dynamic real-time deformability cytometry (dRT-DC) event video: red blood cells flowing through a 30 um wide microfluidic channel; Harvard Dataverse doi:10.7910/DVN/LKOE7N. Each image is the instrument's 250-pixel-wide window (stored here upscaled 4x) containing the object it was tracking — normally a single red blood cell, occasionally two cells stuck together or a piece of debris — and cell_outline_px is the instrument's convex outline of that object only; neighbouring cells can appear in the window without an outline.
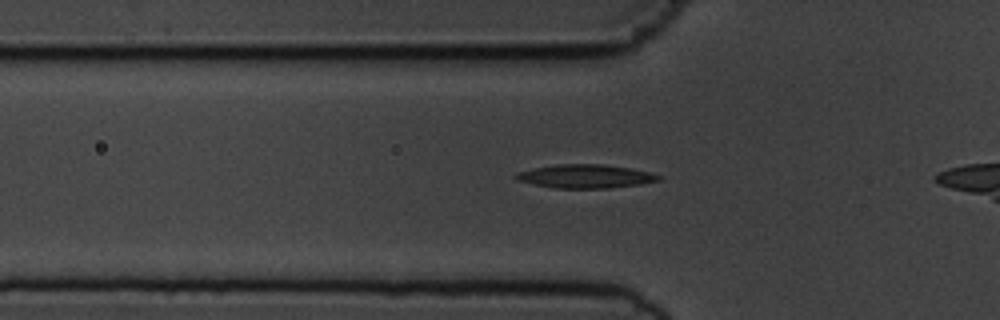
{"species": "common noctule bat (a hibernating species)", "species_latin": "Nyctalus noctula", "temperature_condition": "cold", "stored_images_in_passage": 38, "camera_frame_rate_fps": 3000, "um_per_image_px": 0.085, "animal": {"sex": "male", "body_mass_g": 19.5, "forearm_length_mm": 54.6}, "frame": {"image": 1, "passage_image": 11, "time_ms": 3.333, "image_size_px": [1000, 320], "cell_outline_px": [[660, 180], [640, 184], [612, 188], [552, 188], [516, 180], [512, 176], [520, 172], [536, 168], [556, 164], [604, 164], [632, 168], [648, 172], [660, 176]], "centroid_in_image_um": [49.76, 14.99], "position_along_channel_um": 76.0, "area_um2": 19.54}}
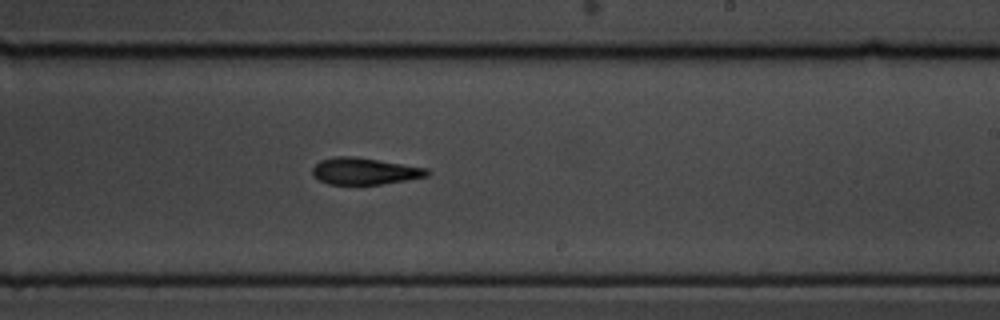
{"frame": {"image": 2, "passage_image": 26, "time_ms": 8.333, "image_size_px": [1000, 320], "cell_outline_px": [[432, 172], [428, 176], [408, 180], [380, 184], [328, 184], [320, 180], [312, 172], [312, 168], [320, 160], [336, 156], [356, 156], [428, 168]], "centroid_in_image_um": [31.04, 14.54], "position_along_channel_um": 258.0, "area_um2": 17.92}}
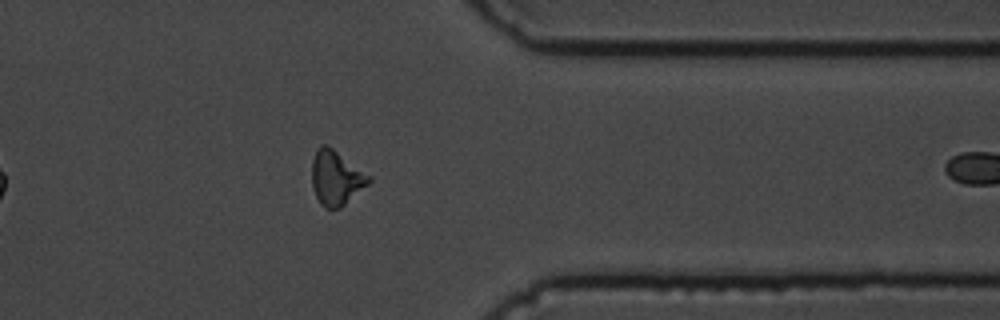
{"frame": {"image": 3, "passage_image": 37, "time_ms": 12.0, "image_size_px": [1000, 320], "cell_outline_px": [[372, 180], [368, 184], [340, 208], [324, 208], [320, 204], [316, 196], [312, 184], [312, 160], [316, 148], [320, 144], [328, 144], [372, 176]], "centroid_in_image_um": [28.57, 15.08], "position_along_channel_um": 382.8, "area_um2": 18.32}}